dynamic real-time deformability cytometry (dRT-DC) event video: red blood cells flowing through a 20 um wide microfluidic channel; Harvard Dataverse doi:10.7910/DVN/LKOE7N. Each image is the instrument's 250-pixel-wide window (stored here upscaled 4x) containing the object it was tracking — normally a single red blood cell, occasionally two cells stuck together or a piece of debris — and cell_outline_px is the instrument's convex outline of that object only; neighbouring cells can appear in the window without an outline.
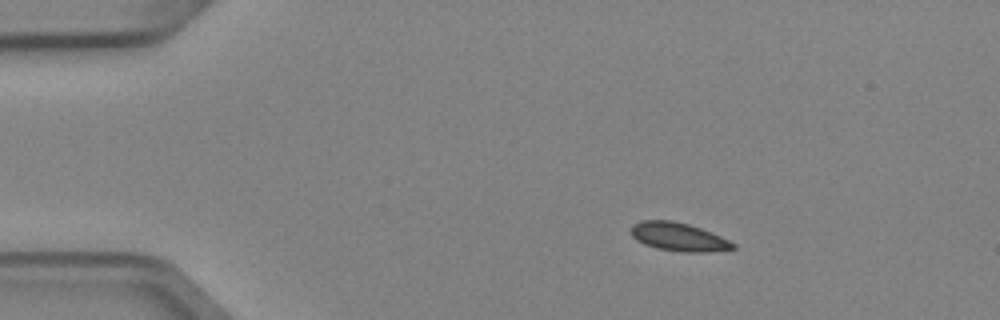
{"species": "Egyptian fruit bat (a non-hibernating species)", "species_latin": "Rousettus aegyptiacus", "temperature_condition": "cold", "stored_images_in_passage": 7, "camera_frame_rate_fps": 3000, "um_per_image_px": 0.085, "animal": {"sex": "female"}, "frame": {"image": 1, "passage_image": 2, "time_ms": 0.333, "image_size_px": [1000, 320], "cell_outline_px": [[736, 248], [704, 252], [684, 252], [656, 248], [644, 244], [636, 240], [632, 236], [632, 224], [640, 220], [672, 220], [688, 224], [700, 228], [720, 236], [736, 244]], "centroid_in_image_um": [57.65, 20.13], "position_along_channel_um": 27.4, "area_um2": 16.76}}
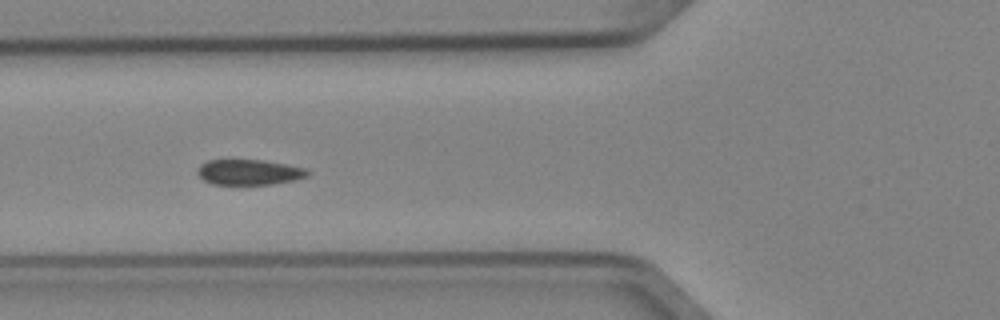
{"frame": {"image": 2, "passage_image": 5, "time_ms": 1.333, "image_size_px": [1000, 320], "cell_outline_px": [[312, 172], [308, 176], [292, 180], [272, 184], [212, 184], [204, 180], [196, 172], [200, 164], [208, 160], [264, 160], [288, 164], [308, 168]], "centroid_in_image_um": [21.21, 14.62], "position_along_channel_um": 104.6, "area_um2": 16.42}}
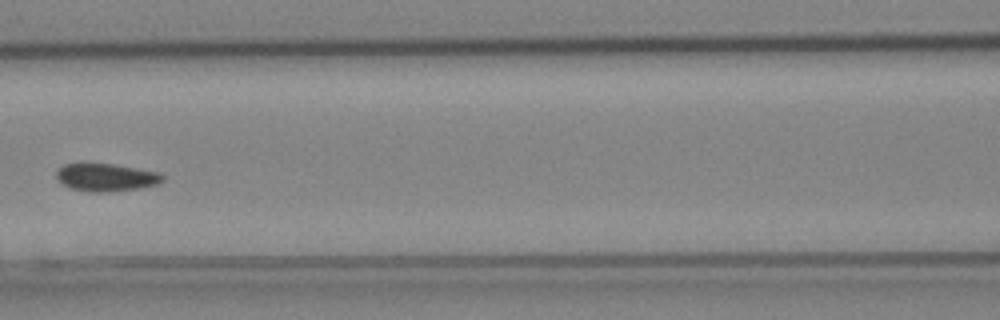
{"frame": {"image": 3, "passage_image": 6, "time_ms": 1.667, "image_size_px": [1000, 320], "cell_outline_px": [[164, 180], [156, 184], [140, 188], [108, 192], [88, 192], [68, 188], [60, 184], [56, 180], [56, 172], [64, 164], [80, 160], [84, 160], [112, 164], [156, 172], [164, 176]], "centroid_in_image_um": [8.88, 15.04], "position_along_channel_um": 157.7, "area_um2": 17.86}}